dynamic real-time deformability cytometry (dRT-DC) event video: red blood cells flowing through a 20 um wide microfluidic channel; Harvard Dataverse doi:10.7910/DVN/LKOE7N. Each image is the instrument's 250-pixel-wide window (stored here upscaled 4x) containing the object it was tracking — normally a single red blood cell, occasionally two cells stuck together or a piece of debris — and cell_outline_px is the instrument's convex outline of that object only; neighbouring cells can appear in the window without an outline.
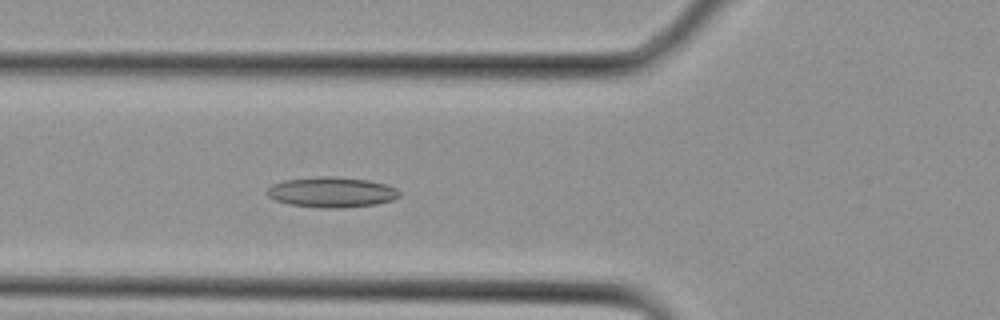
{"species": "Egyptian fruit bat (a non-hibernating species)", "species_latin": "Rousettus aegyptiacus", "temperature_condition": "cold", "stored_images_in_passage": 10, "camera_frame_rate_fps": 3000, "um_per_image_px": 0.085, "animal": {"sex": "female"}, "frame": {"image": 1, "passage_image": 10, "time_ms": 3.0, "image_size_px": [1000, 320], "cell_outline_px": [[400, 196], [392, 200], [376, 204], [344, 208], [320, 208], [288, 204], [276, 200], [268, 196], [264, 192], [272, 184], [284, 180], [316, 176], [336, 176], [368, 180], [388, 184], [396, 188], [400, 192]], "centroid_in_image_um": [28.19, 16.33], "position_along_channel_um": 97.6, "area_um2": 23.76}}